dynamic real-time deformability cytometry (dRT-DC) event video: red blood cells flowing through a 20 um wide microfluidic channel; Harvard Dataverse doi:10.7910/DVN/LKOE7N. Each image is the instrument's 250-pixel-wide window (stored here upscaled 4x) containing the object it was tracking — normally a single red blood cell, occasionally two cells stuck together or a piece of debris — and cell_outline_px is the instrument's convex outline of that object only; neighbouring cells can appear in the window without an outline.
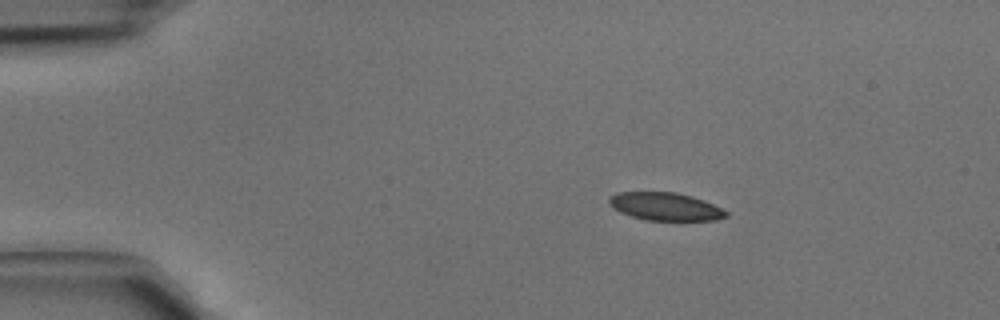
{"species": "common noctule bat (a hibernating species)", "species_latin": "Nyctalus noctula", "temperature_condition": "cold", "stored_images_in_passage": 3, "camera_frame_rate_fps": 3000, "um_per_image_px": 0.085, "animal": {"sex": "male", "body_mass_g": 15.6}, "frame": {"image": 1, "passage_image": 2, "time_ms": 0.333, "image_size_px": [1000, 320], "cell_outline_px": [[728, 216], [716, 220], [648, 220], [632, 216], [620, 212], [612, 208], [608, 200], [616, 192], [676, 192], [692, 196], [704, 200], [728, 212]], "centroid_in_image_um": [56.55, 17.55], "position_along_channel_um": 28.4, "area_um2": 18.9}}